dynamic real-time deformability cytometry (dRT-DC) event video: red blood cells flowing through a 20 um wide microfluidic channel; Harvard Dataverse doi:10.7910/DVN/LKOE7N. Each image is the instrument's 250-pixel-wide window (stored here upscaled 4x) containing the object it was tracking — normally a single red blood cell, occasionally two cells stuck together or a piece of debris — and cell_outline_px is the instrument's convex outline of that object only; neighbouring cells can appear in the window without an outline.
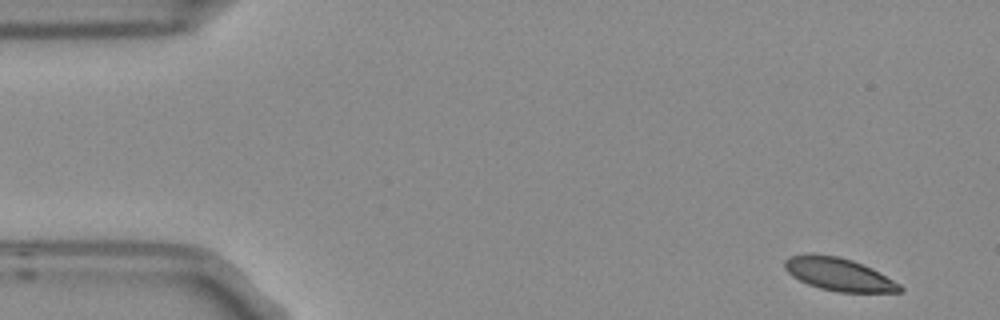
{"species": "Egyptian fruit bat (a non-hibernating species)", "species_latin": "Rousettus aegyptiacus", "temperature_condition": "room temperature", "stored_images_in_passage": 6, "camera_frame_rate_fps": 3000, "um_per_image_px": 0.085, "frame": {"image": 1, "passage_image": 1, "time_ms": 0.0, "image_size_px": [1000, 320], "cell_outline_px": [[904, 288], [900, 292], [836, 292], [820, 288], [808, 284], [792, 276], [784, 268], [784, 260], [788, 256], [808, 252], [836, 256], [852, 260], [864, 264], [880, 272], [900, 284]], "centroid_in_image_um": [71.27, 23.3], "position_along_channel_um": 13.7, "area_um2": 22.31}}
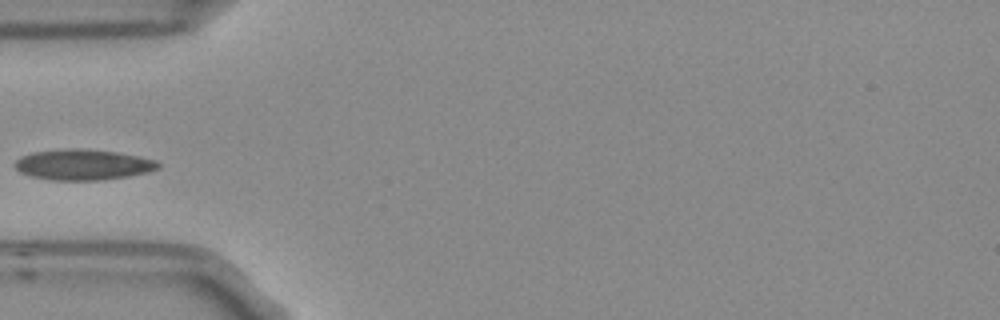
{"frame": {"image": 2, "passage_image": 5, "time_ms": 1.333, "image_size_px": [1000, 320], "cell_outline_px": [[160, 168], [148, 172], [128, 176], [100, 180], [52, 180], [32, 176], [20, 172], [12, 164], [20, 156], [32, 152], [68, 148], [80, 148], [116, 152], [140, 156], [156, 160], [160, 164]], "centroid_in_image_um": [7.05, 13.99], "position_along_channel_um": 77.9, "area_um2": 25.72}}
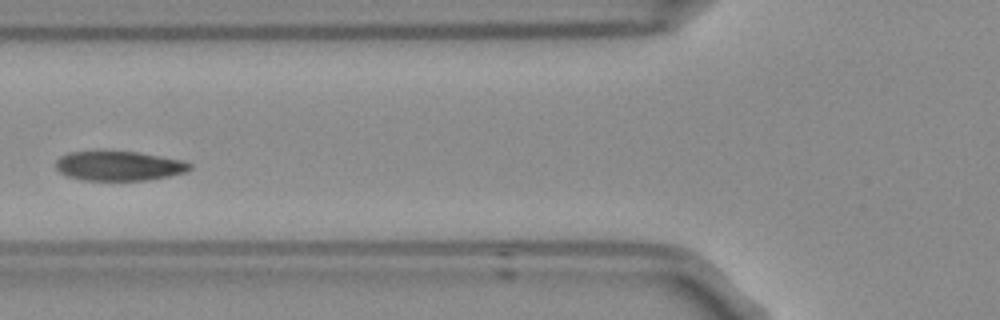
{"frame": {"image": 3, "passage_image": 6, "time_ms": 1.667, "image_size_px": [1000, 320], "cell_outline_px": [[192, 168], [184, 172], [168, 176], [148, 180], [84, 180], [68, 176], [60, 172], [56, 168], [56, 160], [60, 156], [68, 152], [136, 152], [184, 160], [192, 164]], "centroid_in_image_um": [10.12, 14.1], "position_along_channel_um": 115.7, "area_um2": 22.83}}